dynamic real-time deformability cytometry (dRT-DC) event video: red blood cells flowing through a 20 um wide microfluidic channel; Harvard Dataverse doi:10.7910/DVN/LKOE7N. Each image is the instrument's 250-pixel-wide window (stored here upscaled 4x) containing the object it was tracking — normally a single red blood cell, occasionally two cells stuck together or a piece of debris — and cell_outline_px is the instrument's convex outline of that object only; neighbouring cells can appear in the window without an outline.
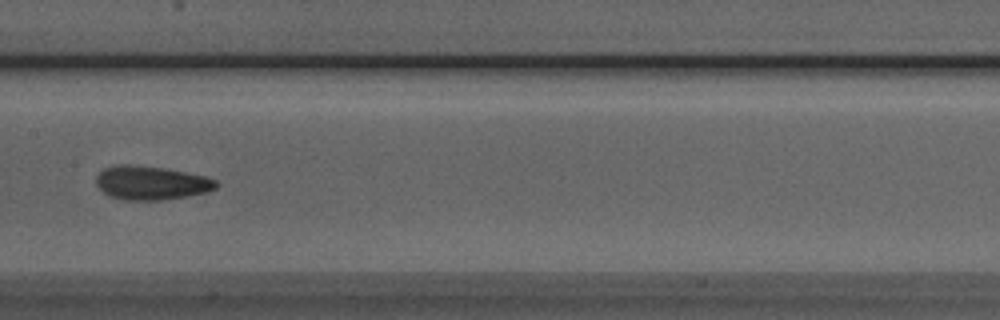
{"species": "Egyptian fruit bat (a non-hibernating species)", "species_latin": "Rousettus aegyptiacus", "temperature_condition": "room temperature", "stored_images_in_passage": 8, "camera_frame_rate_fps": 3000, "um_per_image_px": 0.085, "animal": {"sex": "male"}, "frame": {"image": 1, "passage_image": 7, "time_ms": 8.0, "image_size_px": [1000, 320], "cell_outline_px": [[220, 184], [216, 188], [208, 192], [160, 200], [124, 200], [108, 196], [96, 184], [96, 176], [104, 168], [112, 164], [128, 164], [164, 168], [204, 176], [216, 180]], "centroid_in_image_um": [12.82, 15.54], "position_along_channel_um": 194.6, "area_um2": 23.64}}
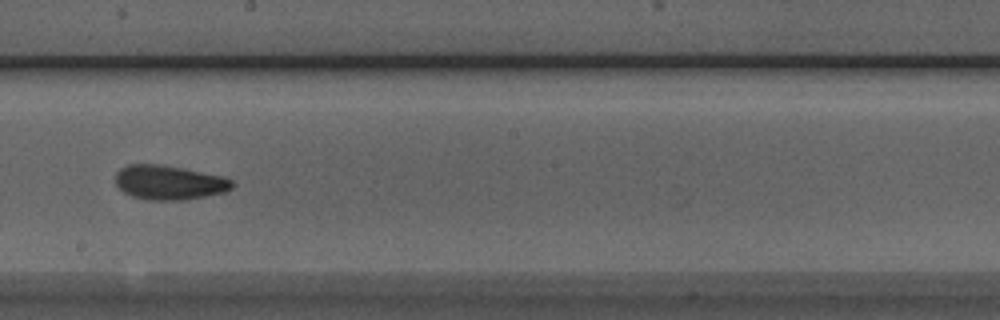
{"frame": {"image": 2, "passage_image": 8, "time_ms": 9.0, "image_size_px": [1000, 320], "cell_outline_px": [[236, 184], [228, 192], [184, 200], [148, 200], [132, 196], [124, 192], [116, 184], [116, 172], [120, 168], [128, 164], [160, 164], [184, 168], [224, 176], [232, 180]], "centroid_in_image_um": [14.42, 15.51], "position_along_channel_um": 233.8, "area_um2": 23.7}}